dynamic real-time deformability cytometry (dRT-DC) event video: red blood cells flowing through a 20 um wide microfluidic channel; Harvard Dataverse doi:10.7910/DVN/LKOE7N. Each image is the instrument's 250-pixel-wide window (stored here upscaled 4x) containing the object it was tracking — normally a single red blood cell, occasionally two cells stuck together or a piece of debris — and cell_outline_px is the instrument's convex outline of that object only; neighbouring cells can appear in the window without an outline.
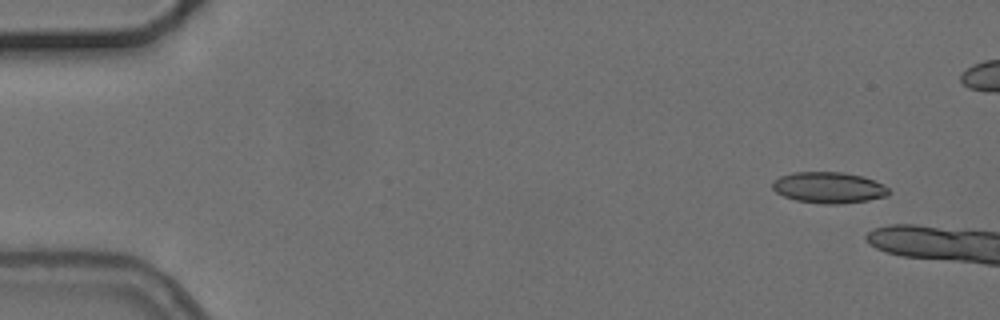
{"species": "common noctule bat (a hibernating species)", "species_latin": "Nyctalus noctula", "temperature_condition": "cold", "stored_images_in_passage": 2, "camera_frame_rate_fps": 3000, "um_per_image_px": 0.085, "animal": {"sex": "female", "body_mass_g": 24.6, "forearm_length_mm": 56.2}, "frame": {"image": 1, "passage_image": 1, "time_ms": 0.0, "image_size_px": [1000, 320], "cell_outline_px": [[892, 192], [888, 196], [868, 200], [840, 204], [824, 204], [796, 200], [784, 196], [776, 192], [772, 188], [772, 180], [780, 176], [792, 172], [844, 172], [864, 176], [888, 188]], "centroid_in_image_um": [70.43, 15.94], "position_along_channel_um": 14.6, "area_um2": 21.21}}